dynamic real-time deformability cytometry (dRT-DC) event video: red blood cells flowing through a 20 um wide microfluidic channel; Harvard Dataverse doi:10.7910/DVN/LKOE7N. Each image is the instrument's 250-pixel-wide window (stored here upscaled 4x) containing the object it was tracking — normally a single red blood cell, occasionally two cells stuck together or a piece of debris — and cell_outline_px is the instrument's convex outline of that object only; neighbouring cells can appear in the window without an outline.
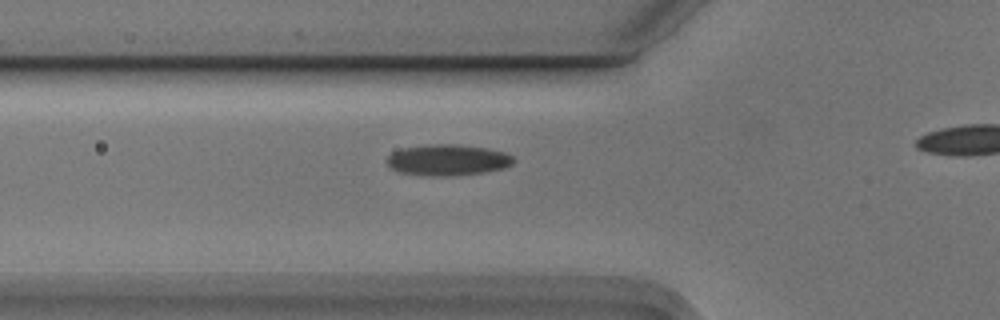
{"species": "Egyptian fruit bat (a non-hibernating species)", "species_latin": "Rousettus aegyptiacus", "temperature_condition": "cold", "stored_images_in_passage": 4, "segment_of_instrument_passage": [1, 2], "camera_frame_rate_fps": 3000, "um_per_image_px": 0.085, "animal": {"sex": "male"}, "frame": {"image": 1, "passage_image": 3, "time_ms": 0.667, "image_size_px": [1000, 320], "cell_outline_px": [[516, 160], [512, 164], [504, 168], [484, 172], [456, 176], [424, 176], [400, 172], [392, 168], [384, 160], [392, 152], [400, 148], [428, 144], [460, 144], [488, 148], [504, 152], [512, 156]], "centroid_in_image_um": [38.04, 13.59], "position_along_channel_um": 87.8, "area_um2": 23.35}}